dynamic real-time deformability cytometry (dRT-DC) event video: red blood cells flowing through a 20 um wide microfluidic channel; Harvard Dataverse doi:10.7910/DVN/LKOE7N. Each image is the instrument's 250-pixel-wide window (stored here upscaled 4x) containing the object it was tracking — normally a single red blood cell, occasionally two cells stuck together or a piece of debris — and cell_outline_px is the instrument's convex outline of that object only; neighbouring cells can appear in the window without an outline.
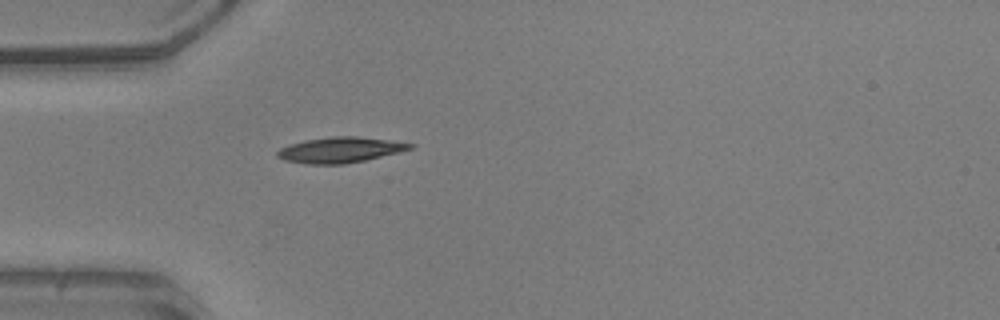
{"species": "common noctule bat (a hibernating species)", "species_latin": "Nyctalus noctula", "temperature_condition": "warm", "stored_images_in_passage": 34, "camera_frame_rate_fps": 3000, "um_per_image_px": 0.085, "animal": {"sex": "male", "body_mass_g": 20.5, "forearm_length_mm": 52.5}, "frame": {"image": 1, "passage_image": 1, "time_ms": 0.0, "image_size_px": [1000, 320], "cell_outline_px": [[416, 144], [412, 148], [400, 152], [364, 160], [344, 164], [304, 164], [284, 160], [276, 156], [276, 152], [280, 148], [304, 140], [332, 136], [356, 136], [388, 140]], "centroid_in_image_um": [28.89, 12.74], "position_along_channel_um": 56.1, "area_um2": 19.71}}
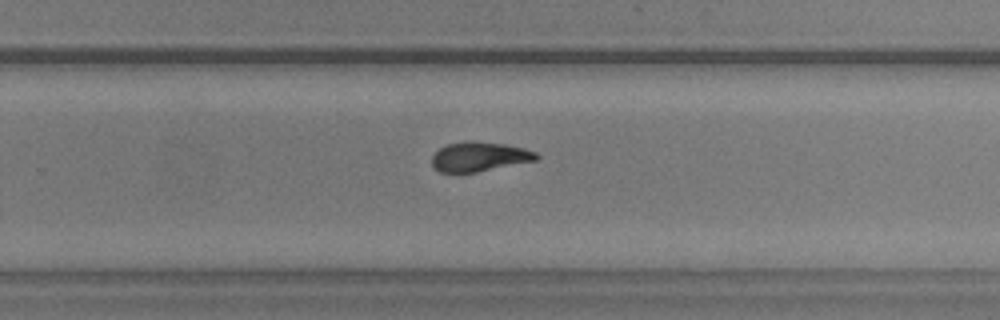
{"frame": {"image": 2, "passage_image": 19, "time_ms": 6.0, "image_size_px": [1000, 320], "cell_outline_px": [[540, 156], [536, 160], [476, 172], [440, 172], [432, 164], [432, 156], [440, 148], [448, 144], [504, 144], [524, 148], [536, 152]], "centroid_in_image_um": [40.78, 13.36], "position_along_channel_um": 289.0, "area_um2": 16.94}}
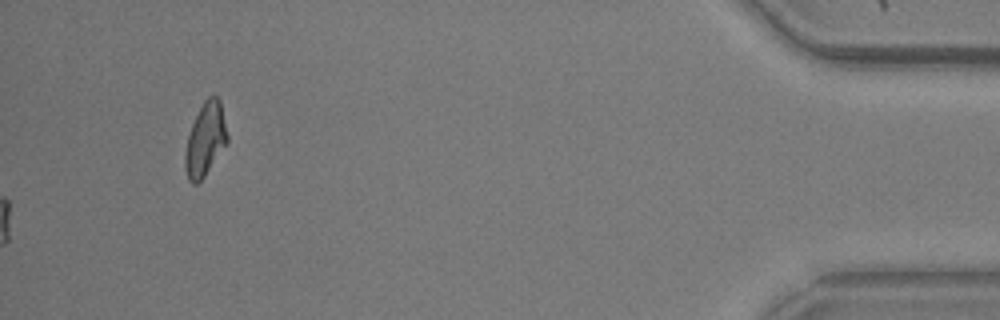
{"frame": {"image": 3, "passage_image": 34, "time_ms": 11.0, "image_size_px": [1000, 320], "cell_outline_px": [[228, 140], [204, 176], [196, 184], [192, 184], [188, 180], [184, 168], [184, 156], [188, 136], [192, 124], [204, 100], [212, 92], [220, 100], [228, 136]], "centroid_in_image_um": [17.43, 11.83], "position_along_channel_um": 417.8, "area_um2": 17.8}, "authors_computed_cell_mechanics": {"area_um2": 18.0914, "velocity_mm_per_s": 3.9712, "shape_relaxation_time_tau1_ms": 5.203, "shape_relaxation_time_tau2_ms": 1.7134, "deformation_change_tau1": 0.1555, "deformation_change_tau2": 0.0845}}